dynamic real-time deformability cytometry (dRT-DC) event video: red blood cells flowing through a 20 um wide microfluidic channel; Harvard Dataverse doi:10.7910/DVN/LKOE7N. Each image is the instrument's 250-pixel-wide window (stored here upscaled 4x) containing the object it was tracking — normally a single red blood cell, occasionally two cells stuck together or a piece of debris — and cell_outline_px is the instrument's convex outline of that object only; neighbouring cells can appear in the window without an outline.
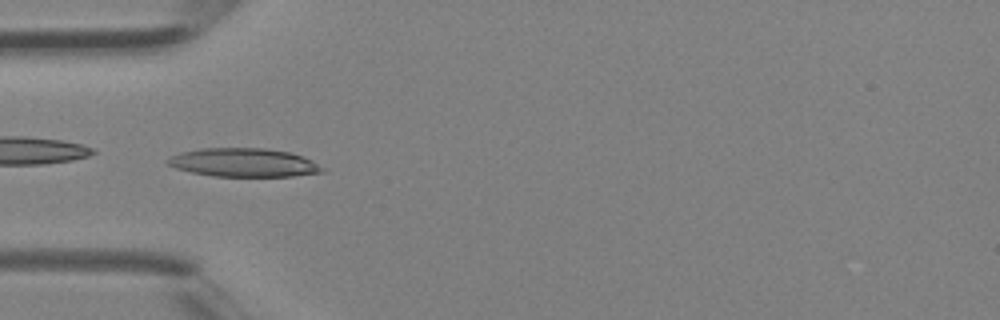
{"species": "Egyptian fruit bat (a non-hibernating species)", "species_latin": "Rousettus aegyptiacus", "temperature_condition": "room temperature", "stored_images_in_passage": 28, "camera_frame_rate_fps": 3000, "um_per_image_px": 0.085, "animal": {"sex": "female"}, "frame": {"image": 1, "passage_image": 1, "time_ms": 0.0, "image_size_px": [1000, 320], "cell_outline_px": [[324, 172], [292, 176], [212, 176], [192, 172], [176, 168], [168, 164], [164, 160], [180, 152], [200, 148], [264, 148], [288, 152], [312, 160], [324, 168]], "centroid_in_image_um": [20.69, 13.81], "position_along_channel_um": 64.3, "area_um2": 25.61}}
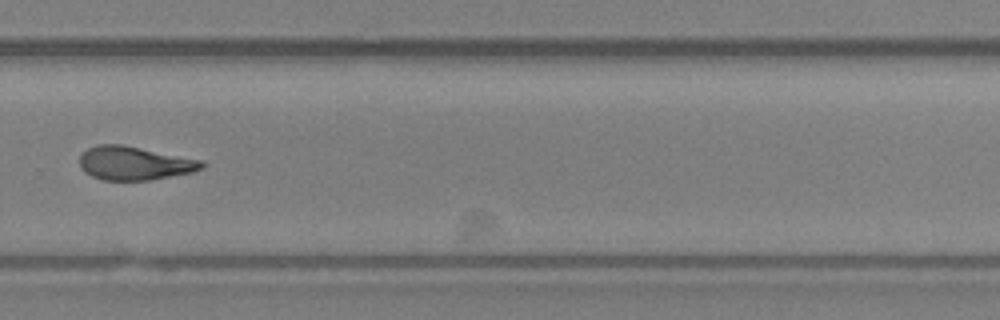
{"frame": {"image": 2, "passage_image": 16, "time_ms": 5.0, "image_size_px": [1000, 320], "cell_outline_px": [[208, 164], [204, 168], [192, 172], [148, 180], [104, 180], [92, 176], [84, 172], [80, 168], [80, 156], [88, 148], [96, 144], [120, 144], [204, 160]], "centroid_in_image_um": [11.45, 13.87], "position_along_channel_um": 318.3, "area_um2": 23.99}}